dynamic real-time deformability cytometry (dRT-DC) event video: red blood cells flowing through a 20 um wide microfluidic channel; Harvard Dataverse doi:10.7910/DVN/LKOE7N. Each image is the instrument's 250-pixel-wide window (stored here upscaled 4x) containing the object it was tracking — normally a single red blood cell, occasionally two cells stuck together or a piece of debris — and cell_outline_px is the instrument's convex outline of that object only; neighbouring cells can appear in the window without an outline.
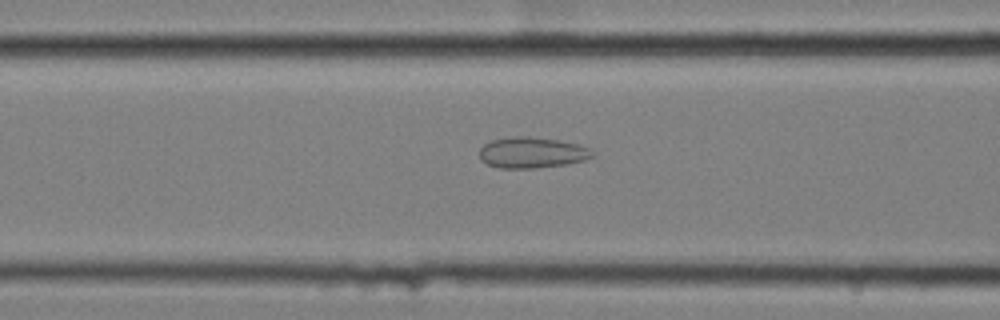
{"species": "common noctule bat (a hibernating species)", "species_latin": "Nyctalus noctula", "temperature_condition": "cold", "stored_images_in_passage": 52, "camera_frame_rate_fps": 3000, "um_per_image_px": 0.085, "animal": {"sex": "female", "body_mass_g": 25.1}, "frame": {"image": 1, "passage_image": 23, "time_ms": 7.333, "image_size_px": [1000, 320], "cell_outline_px": [[592, 156], [584, 160], [568, 164], [536, 168], [500, 168], [488, 164], [480, 160], [480, 148], [484, 144], [492, 140], [512, 136], [528, 136], [556, 140], [580, 144], [588, 148], [592, 152]], "centroid_in_image_um": [45.19, 12.97], "position_along_channel_um": 121.4, "area_um2": 20.29}}
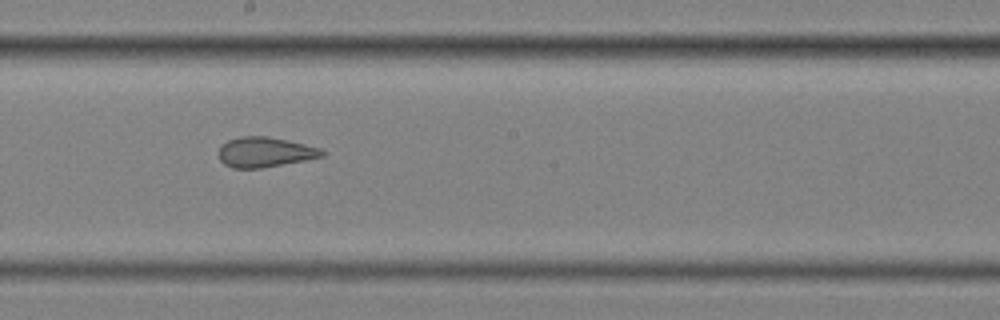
{"frame": {"image": 2, "passage_image": 32, "time_ms": 10.333, "image_size_px": [1000, 320], "cell_outline_px": [[328, 152], [324, 156], [304, 160], [260, 168], [232, 168], [224, 164], [220, 160], [216, 152], [228, 140], [240, 136], [268, 136], [288, 140], [320, 148]], "centroid_in_image_um": [22.51, 12.92], "position_along_channel_um": 225.7, "area_um2": 18.15}}
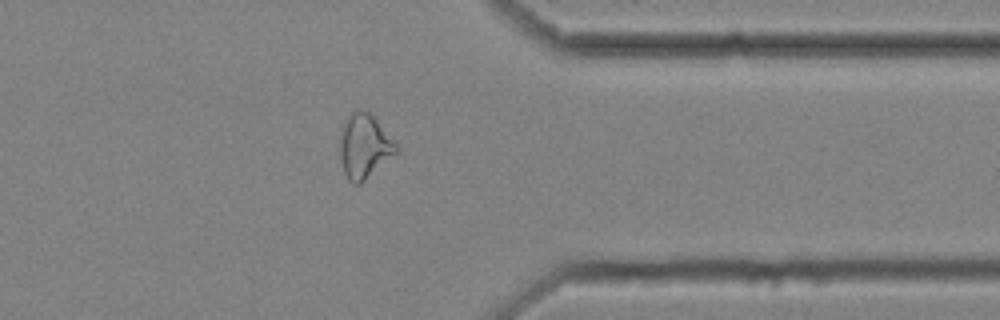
{"frame": {"image": 3, "passage_image": 46, "time_ms": 15.0, "image_size_px": [1000, 320], "cell_outline_px": [[400, 152], [360, 184], [352, 184], [348, 180], [344, 172], [340, 156], [340, 140], [344, 120], [356, 108], [360, 108], [368, 112], [376, 120], [400, 148]], "centroid_in_image_um": [30.99, 12.45], "position_along_channel_um": 380.4, "area_um2": 21.21}}